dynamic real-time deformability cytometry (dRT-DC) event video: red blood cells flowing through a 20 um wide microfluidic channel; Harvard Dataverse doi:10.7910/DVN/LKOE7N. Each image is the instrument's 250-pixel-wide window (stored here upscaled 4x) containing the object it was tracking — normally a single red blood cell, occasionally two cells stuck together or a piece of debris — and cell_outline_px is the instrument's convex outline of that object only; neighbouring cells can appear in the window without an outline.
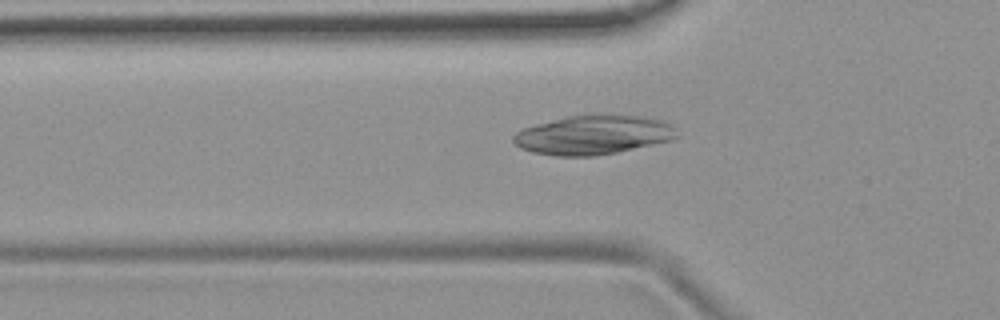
{"species": "common noctule bat (a hibernating species)", "species_latin": "Nyctalus noctula", "temperature_condition": "room temperature", "stored_images_in_passage": 34, "camera_frame_rate_fps": 3000, "um_per_image_px": 0.085, "animal": {"sex": "female", "body_mass_g": 19.9}, "frame": {"image": 1, "passage_image": 3, "time_ms": 0.667, "image_size_px": [1000, 320], "cell_outline_px": [[680, 136], [672, 140], [616, 152], [592, 156], [556, 156], [532, 152], [520, 148], [512, 140], [512, 136], [516, 132], [524, 128], [536, 124], [568, 116], [636, 116], [660, 120], [672, 124], [676, 128]], "centroid_in_image_um": [50.43, 11.49], "position_along_channel_um": 75.4, "area_um2": 36.82}}
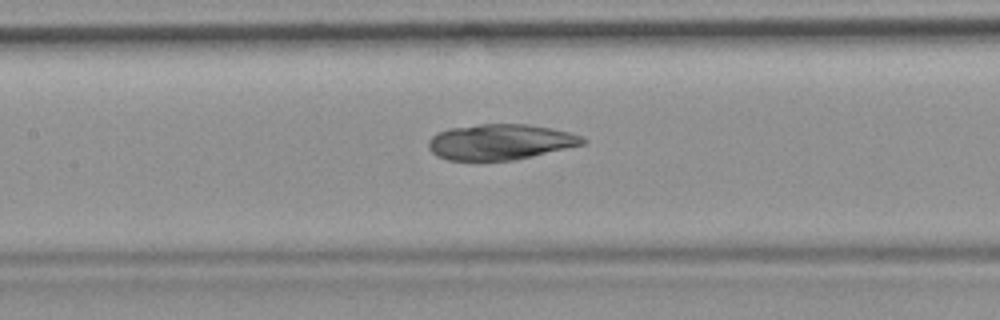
{"frame": {"image": 2, "passage_image": 10, "time_ms": 3.0, "image_size_px": [1000, 320], "cell_outline_px": [[588, 140], [584, 144], [516, 160], [448, 160], [436, 156], [428, 148], [428, 140], [436, 132], [448, 128], [480, 124], [528, 124], [568, 132], [580, 136]], "centroid_in_image_um": [42.47, 12.06], "position_along_channel_um": 164.9, "area_um2": 32.02}}
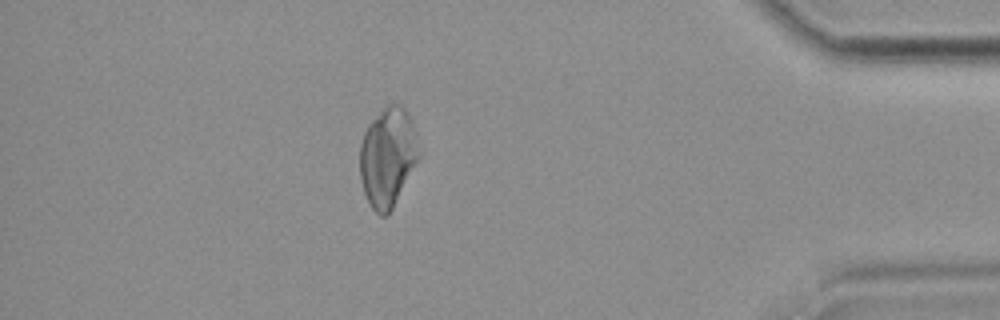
{"frame": {"image": 3, "passage_image": 32, "time_ms": 10.333, "image_size_px": [1000, 320], "cell_outline_px": [[420, 156], [388, 216], [380, 216], [372, 208], [364, 192], [360, 180], [360, 144], [364, 132], [368, 124], [388, 104], [400, 104], [404, 108], [412, 124], [420, 152]], "centroid_in_image_um": [32.94, 13.38], "position_along_channel_um": 402.3, "area_um2": 33.76}}